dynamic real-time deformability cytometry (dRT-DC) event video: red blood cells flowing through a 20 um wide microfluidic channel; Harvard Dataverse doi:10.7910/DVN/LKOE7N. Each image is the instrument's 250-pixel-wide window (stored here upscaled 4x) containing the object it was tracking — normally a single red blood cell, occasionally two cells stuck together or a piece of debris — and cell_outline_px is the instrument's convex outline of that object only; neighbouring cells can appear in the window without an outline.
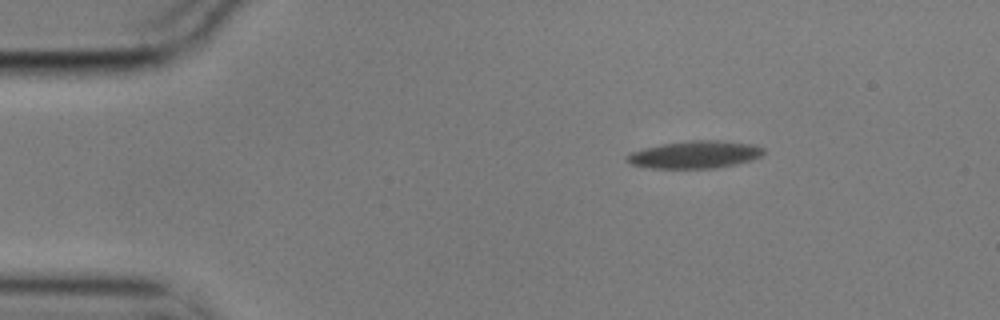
{"species": "common noctule bat (a hibernating species)", "species_latin": "Nyctalus noctula", "temperature_condition": "cold", "stored_images_in_passage": 4, "camera_frame_rate_fps": 3000, "um_per_image_px": 0.085, "animal": {"sex": "male", "body_mass_g": 17.9}, "frame": {"image": 1, "passage_image": 2, "time_ms": 0.333, "image_size_px": [1000, 320], "cell_outline_px": [[764, 156], [752, 160], [736, 164], [716, 168], [652, 168], [632, 164], [624, 160], [624, 156], [632, 152], [644, 148], [660, 144], [688, 140], [720, 140], [756, 144], [764, 148]], "centroid_in_image_um": [59.11, 13.13], "position_along_channel_um": 25.9, "area_um2": 22.2}}
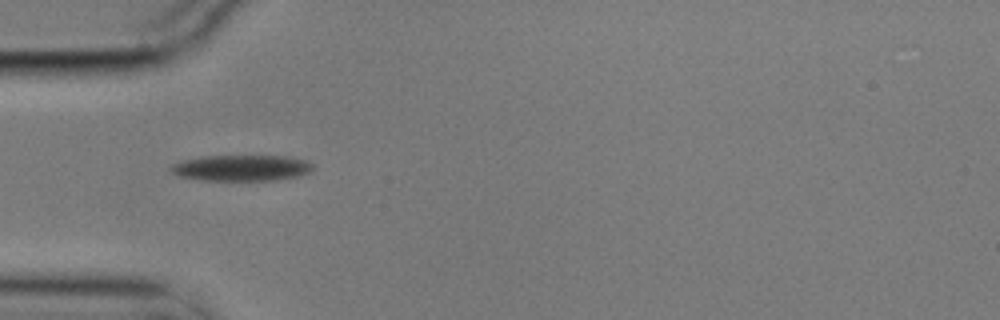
{"frame": {"image": 2, "passage_image": 4, "time_ms": 1.0, "image_size_px": [1000, 320], "cell_outline_px": [[312, 168], [308, 172], [296, 176], [276, 180], [204, 180], [180, 176], [172, 172], [168, 168], [172, 164], [184, 160], [204, 156], [288, 156], [304, 160], [312, 164]], "centroid_in_image_um": [20.49, 14.27], "position_along_channel_um": 64.5, "area_um2": 21.21}}